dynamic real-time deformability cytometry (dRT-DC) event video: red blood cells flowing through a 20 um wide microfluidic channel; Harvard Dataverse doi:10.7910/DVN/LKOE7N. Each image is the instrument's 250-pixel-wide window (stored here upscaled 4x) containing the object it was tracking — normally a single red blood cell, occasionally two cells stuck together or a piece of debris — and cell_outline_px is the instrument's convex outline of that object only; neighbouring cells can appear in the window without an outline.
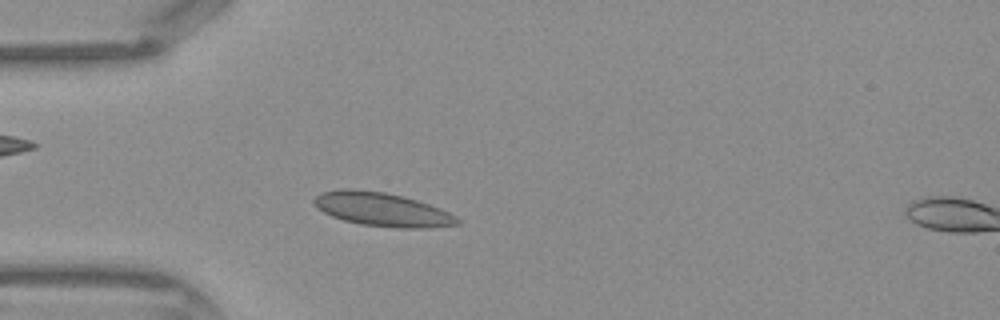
{"species": "Egyptian fruit bat (a non-hibernating species)", "species_latin": "Rousettus aegyptiacus", "temperature_condition": "warm", "stored_images_in_passage": 38, "camera_frame_rate_fps": 3000, "um_per_image_px": 0.085, "frame": {"image": 1, "passage_image": 7, "time_ms": 2.0, "image_size_px": [1000, 320], "cell_outline_px": [[460, 224], [424, 228], [396, 228], [360, 224], [344, 220], [332, 216], [324, 212], [312, 200], [320, 192], [340, 188], [352, 188], [384, 192], [404, 196], [440, 208], [456, 216], [460, 220]], "centroid_in_image_um": [32.48, 17.79], "position_along_channel_um": 52.5, "area_um2": 28.09}}
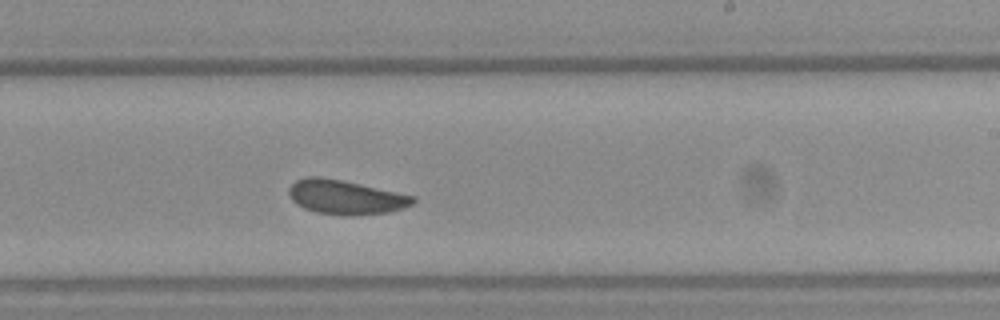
{"frame": {"image": 2, "passage_image": 21, "time_ms": 6.667, "image_size_px": [1000, 320], "cell_outline_px": [[416, 200], [412, 204], [404, 208], [388, 212], [352, 216], [348, 216], [316, 212], [304, 208], [296, 204], [292, 200], [288, 192], [288, 188], [296, 180], [308, 176], [320, 176], [360, 184], [416, 196]], "centroid_in_image_um": [29.37, 16.76], "position_along_channel_um": 259.6, "area_um2": 24.8}}
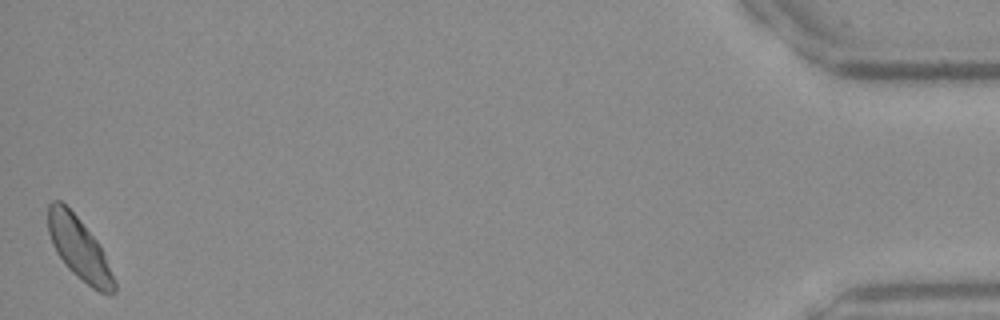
{"frame": {"image": 3, "passage_image": 38, "time_ms": 12.333, "image_size_px": [1000, 320], "cell_outline_px": [[116, 292], [100, 292], [92, 288], [76, 276], [64, 264], [56, 252], [52, 244], [48, 232], [48, 204], [52, 200], [60, 200], [80, 220], [100, 244], [116, 280]], "centroid_in_image_um": [6.73, 21.13], "position_along_channel_um": 428.5, "area_um2": 23.93}}